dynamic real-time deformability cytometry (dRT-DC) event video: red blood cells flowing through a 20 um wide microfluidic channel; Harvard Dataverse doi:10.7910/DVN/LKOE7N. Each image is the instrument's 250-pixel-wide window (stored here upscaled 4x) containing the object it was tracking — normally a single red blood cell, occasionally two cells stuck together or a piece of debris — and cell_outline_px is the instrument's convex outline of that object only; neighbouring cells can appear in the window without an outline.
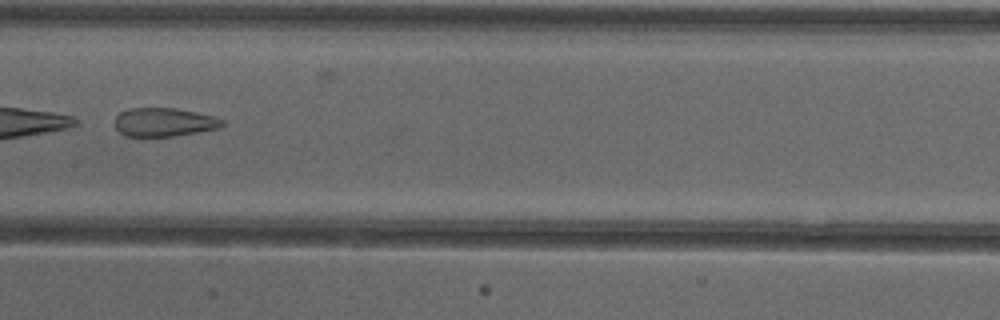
{"species": "common noctule bat (a hibernating species)", "species_latin": "Nyctalus noctula", "temperature_condition": "cold", "stored_images_in_passage": 28, "camera_frame_rate_fps": 3000, "um_per_image_px": 0.085, "animal": {"sex": "female"}, "frame": {"image": 1, "passage_image": 12, "time_ms": 3.667, "image_size_px": [1000, 320], "cell_outline_px": [[224, 124], [220, 128], [172, 136], [124, 136], [116, 128], [116, 116], [120, 112], [128, 108], [176, 108], [196, 112], [212, 116], [224, 120]], "centroid_in_image_um": [13.94, 10.38], "position_along_channel_um": 193.5, "area_um2": 17.8}}